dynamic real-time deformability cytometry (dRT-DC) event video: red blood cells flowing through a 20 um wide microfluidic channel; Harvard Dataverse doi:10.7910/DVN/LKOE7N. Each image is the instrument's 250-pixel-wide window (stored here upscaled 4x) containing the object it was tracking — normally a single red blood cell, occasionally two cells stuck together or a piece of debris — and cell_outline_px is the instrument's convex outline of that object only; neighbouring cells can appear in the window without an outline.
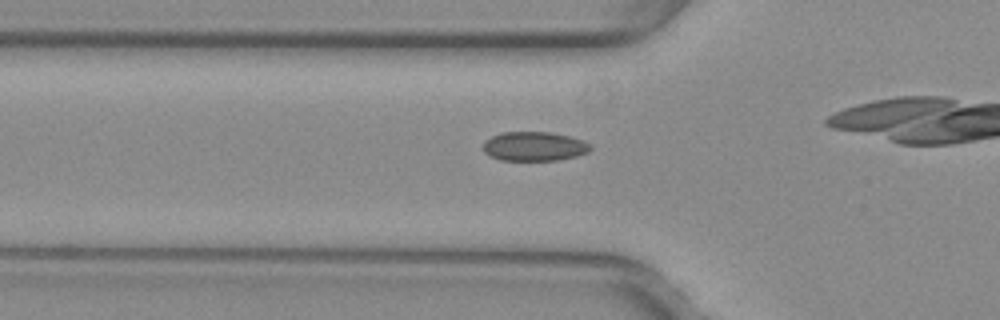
{"species": "common noctule bat (a hibernating species)", "species_latin": "Nyctalus noctula", "temperature_condition": "warm", "stored_images_in_passage": 41, "camera_frame_rate_fps": 3000, "um_per_image_px": 0.085, "animal": {"sex": "female", "body_mass_g": 29.2, "forearm_length_mm": 56.3}, "frame": {"image": 1, "passage_image": 18, "time_ms": 5.667, "image_size_px": [1000, 320], "cell_outline_px": [[592, 148], [588, 152], [576, 156], [556, 160], [500, 160], [484, 152], [484, 140], [492, 136], [504, 132], [552, 132], [568, 136], [580, 140], [588, 144]], "centroid_in_image_um": [45.39, 12.44], "position_along_channel_um": 80.4, "area_um2": 18.03}}
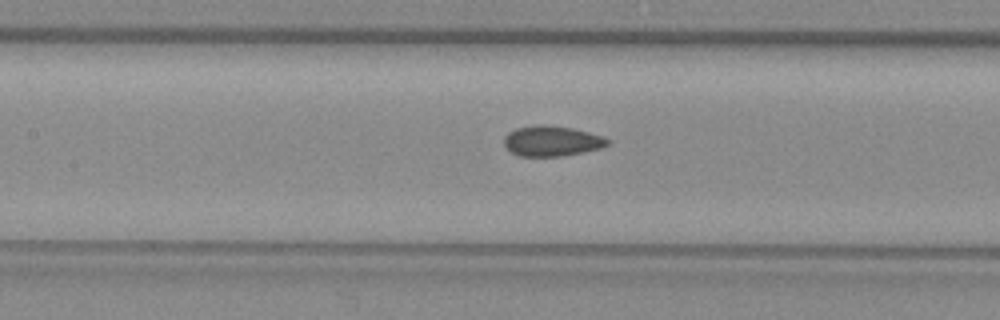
{"frame": {"image": 2, "passage_image": 24, "time_ms": 7.667, "image_size_px": [1000, 320], "cell_outline_px": [[612, 140], [608, 144], [600, 148], [560, 156], [520, 156], [512, 152], [504, 144], [504, 136], [508, 132], [516, 128], [540, 124], [544, 124], [572, 128], [604, 136]], "centroid_in_image_um": [46.9, 11.97], "position_along_channel_um": 160.5, "area_um2": 18.21}}
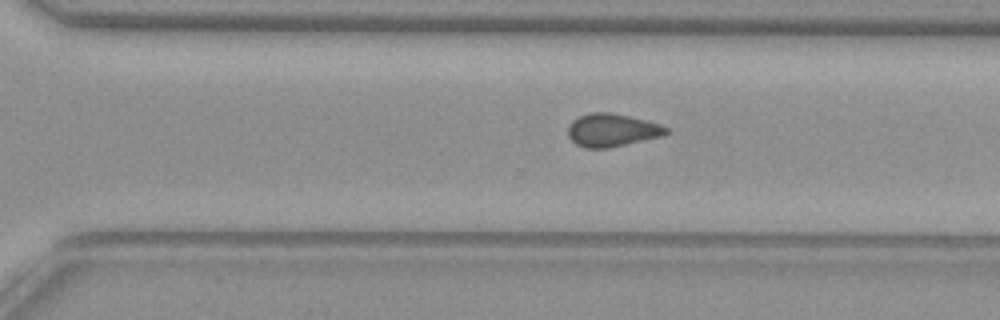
{"frame": {"image": 3, "passage_image": 36, "time_ms": 11.667, "image_size_px": [1000, 320], "cell_outline_px": [[668, 132], [660, 136], [608, 148], [584, 148], [576, 144], [568, 136], [568, 124], [572, 120], [580, 116], [592, 112], [608, 112], [628, 116], [660, 124], [668, 128]], "centroid_in_image_um": [51.97, 11.06], "position_along_channel_um": 318.6, "area_um2": 18.61}}